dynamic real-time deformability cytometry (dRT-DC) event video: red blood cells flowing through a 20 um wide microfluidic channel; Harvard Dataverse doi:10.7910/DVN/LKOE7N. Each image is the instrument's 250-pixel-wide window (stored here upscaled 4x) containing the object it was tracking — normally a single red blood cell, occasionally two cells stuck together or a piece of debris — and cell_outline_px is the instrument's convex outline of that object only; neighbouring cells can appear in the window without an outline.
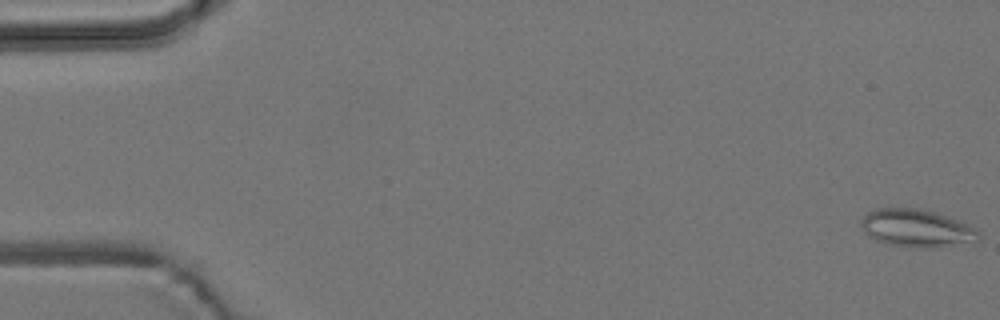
{"species": "common noctule bat (a hibernating species)", "species_latin": "Nyctalus noctula", "temperature_condition": "room temperature", "stored_images_in_passage": 56, "segment_of_instrument_passage": [1, 2], "camera_frame_rate_fps": 3000, "um_per_image_px": 0.085, "animal": {"sex": "male", "body_mass_g": 19.2, "forearm_length_mm": 51.8}, "frame": {"image": 1, "passage_image": 1, "time_ms": 0.0, "image_size_px": [1000, 320], "cell_outline_px": [[980, 236], [976, 240], [940, 248], [920, 248], [884, 244], [868, 236], [864, 232], [860, 224], [860, 220], [868, 212], [876, 208], [916, 208], [936, 212], [960, 220], [976, 228], [980, 232]], "centroid_in_image_um": [77.9, 19.4], "position_along_channel_um": 7.1, "area_um2": 26.18}}
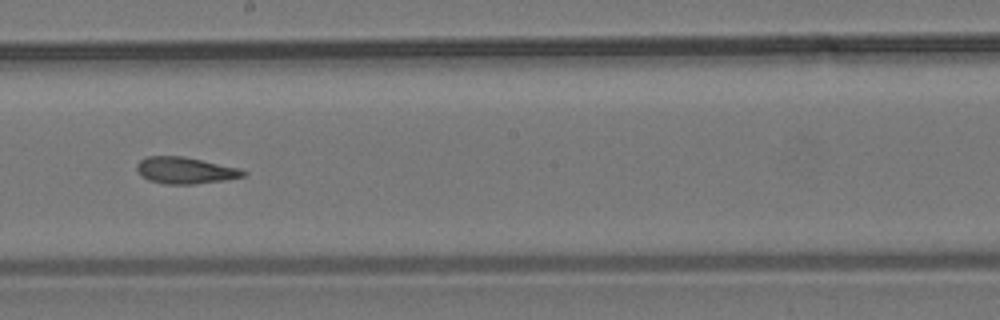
{"frame": {"image": 2, "passage_image": 31, "time_ms": 10.0, "image_size_px": [1000, 320], "cell_outline_px": [[248, 172], [244, 176], [224, 180], [196, 184], [164, 184], [148, 180], [140, 176], [136, 168], [136, 164], [144, 156], [184, 156], [240, 168]], "centroid_in_image_um": [15.72, 14.48], "position_along_channel_um": 232.5, "area_um2": 16.7}}
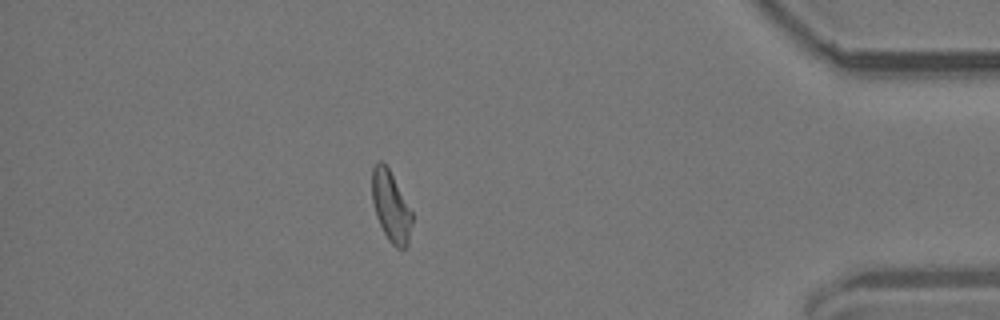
{"frame": {"image": 3, "passage_image": 48, "time_ms": 15.667, "image_size_px": [1000, 320], "cell_outline_px": [[412, 224], [408, 244], [404, 248], [396, 248], [388, 240], [376, 216], [372, 204], [372, 168], [376, 160], [380, 160], [388, 168], [412, 212]], "centroid_in_image_um": [33.21, 17.55], "position_along_channel_um": 402.0, "area_um2": 16.36}}